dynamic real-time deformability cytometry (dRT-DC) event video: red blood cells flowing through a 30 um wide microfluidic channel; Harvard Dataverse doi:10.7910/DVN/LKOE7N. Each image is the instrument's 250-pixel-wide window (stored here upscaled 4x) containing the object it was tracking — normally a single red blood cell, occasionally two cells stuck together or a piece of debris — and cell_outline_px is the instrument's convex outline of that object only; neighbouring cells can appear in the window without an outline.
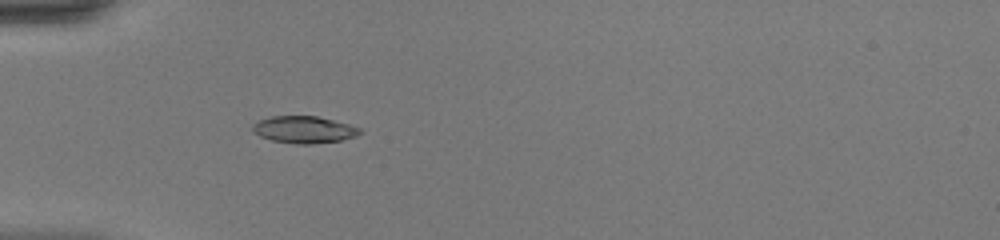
{"species": "common noctule bat (a hibernating species)", "species_latin": "Nyctalus noctula", "temperature_condition": "warm", "stored_images_in_passage": 35, "camera_frame_rate_fps": 3000, "um_per_image_px": 0.085, "animal": {"sex": "female", "body_mass_g": 20.0, "forearm_length_mm": 54.0}, "frame": {"image": 1, "passage_image": 4, "time_ms": 1.0, "image_size_px": [1000, 240], "cell_outline_px": [[364, 132], [356, 136], [340, 140], [312, 144], [296, 144], [272, 140], [260, 136], [252, 132], [252, 124], [260, 120], [272, 116], [316, 116], [348, 124], [360, 128]], "centroid_in_image_um": [25.83, 11.02], "position_along_channel_um": 59.2, "area_um2": 16.82}}
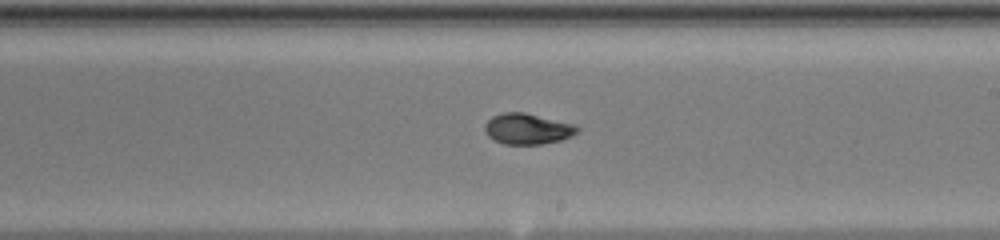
{"frame": {"image": 2, "passage_image": 17, "time_ms": 5.333, "image_size_px": [1000, 240], "cell_outline_px": [[580, 132], [572, 136], [560, 140], [540, 144], [504, 144], [492, 140], [484, 132], [484, 124], [492, 116], [504, 112], [524, 112], [572, 124], [580, 128]], "centroid_in_image_um": [44.8, 10.96], "position_along_channel_um": 244.2, "area_um2": 16.65}}
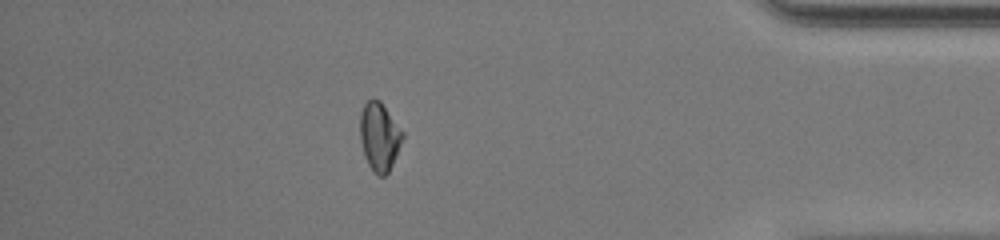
{"frame": {"image": 3, "passage_image": 30, "time_ms": 9.667, "image_size_px": [1000, 240], "cell_outline_px": [[404, 136], [396, 156], [388, 172], [384, 176], [380, 176], [372, 172], [368, 164], [360, 140], [360, 112], [364, 104], [372, 96], [380, 100], [404, 132]], "centroid_in_image_um": [32.25, 11.58], "position_along_channel_um": 403.0, "area_um2": 17.05}, "authors_computed_cell_mechanics": {"area_um2": 16.762, "velocity_mm_per_s": 4.4613, "shape_relaxation_time_tau1_ms": 3.849, "shape_relaxation_time_tau2_ms": 1.3556, "deformation_change_tau1": 0.1866, "deformation_change_tau2": 0.0452}}